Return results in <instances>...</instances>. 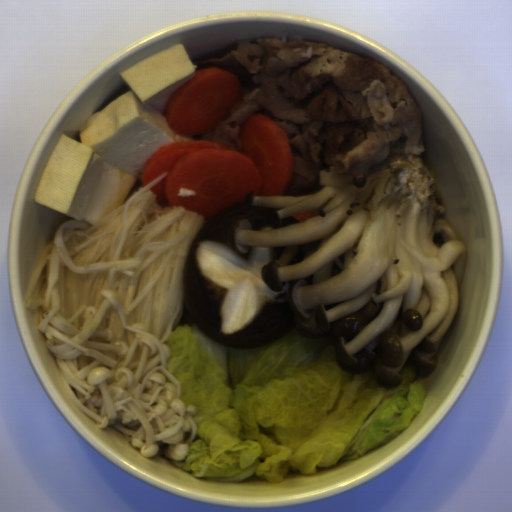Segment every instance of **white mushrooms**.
Returning a JSON list of instances; mask_svg holds the SVG:
<instances>
[{
    "mask_svg": "<svg viewBox=\"0 0 512 512\" xmlns=\"http://www.w3.org/2000/svg\"><path fill=\"white\" fill-rule=\"evenodd\" d=\"M319 192L265 197L229 228L232 249L284 248L261 270L273 291L296 281L283 303L296 331L326 338L350 375L373 369L382 389L396 387L410 360L432 370L457 315L468 258L444 218L435 179L420 154L317 171ZM318 209L307 221L292 215Z\"/></svg>",
    "mask_w": 512,
    "mask_h": 512,
    "instance_id": "white-mushrooms-1",
    "label": "white mushrooms"
}]
</instances>
